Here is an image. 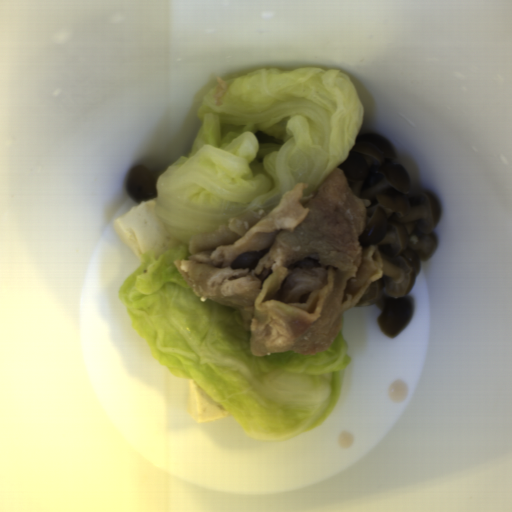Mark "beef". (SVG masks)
<instances>
[{
  "instance_id": "obj_1",
  "label": "beef",
  "mask_w": 512,
  "mask_h": 512,
  "mask_svg": "<svg viewBox=\"0 0 512 512\" xmlns=\"http://www.w3.org/2000/svg\"><path fill=\"white\" fill-rule=\"evenodd\" d=\"M308 186L297 182L272 211L247 209L194 235L191 255L173 264L202 302L240 314L253 356L329 349L345 311L383 274L379 248L359 238L371 201L338 167L302 196Z\"/></svg>"
}]
</instances>
